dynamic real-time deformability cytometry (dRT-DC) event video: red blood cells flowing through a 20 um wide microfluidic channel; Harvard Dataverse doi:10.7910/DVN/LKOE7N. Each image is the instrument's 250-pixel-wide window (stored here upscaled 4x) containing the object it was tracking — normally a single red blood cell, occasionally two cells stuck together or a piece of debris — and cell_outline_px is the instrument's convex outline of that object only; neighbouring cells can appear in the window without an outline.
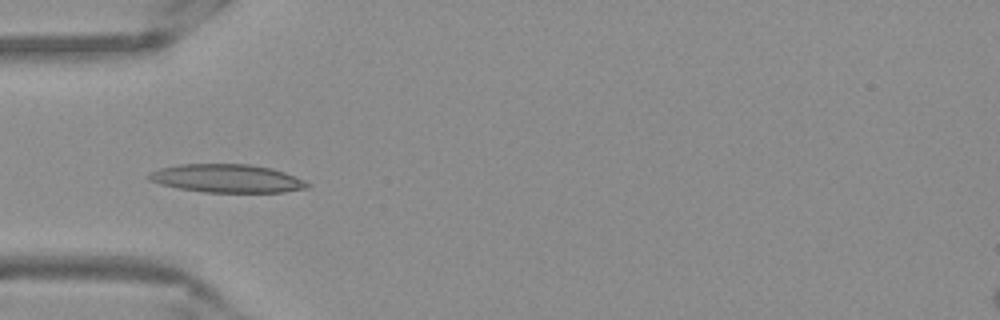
{"species": "Egyptian fruit bat (a non-hibernating species)", "species_latin": "Rousettus aegyptiacus", "temperature_condition": "warm", "stored_images_in_passage": 53, "camera_frame_rate_fps": 3000, "um_per_image_px": 0.085, "frame": {"image": 1, "passage_image": 17, "time_ms": 5.333, "image_size_px": [1000, 320], "cell_outline_px": [[312, 184], [308, 188], [284, 192], [204, 192], [176, 188], [160, 184], [148, 180], [148, 176], [152, 172], [160, 168], [180, 164], [248, 164], [272, 168], [284, 172], [304, 180]], "centroid_in_image_um": [19.31, 15.17], "position_along_channel_um": 65.7, "area_um2": 26.13}}
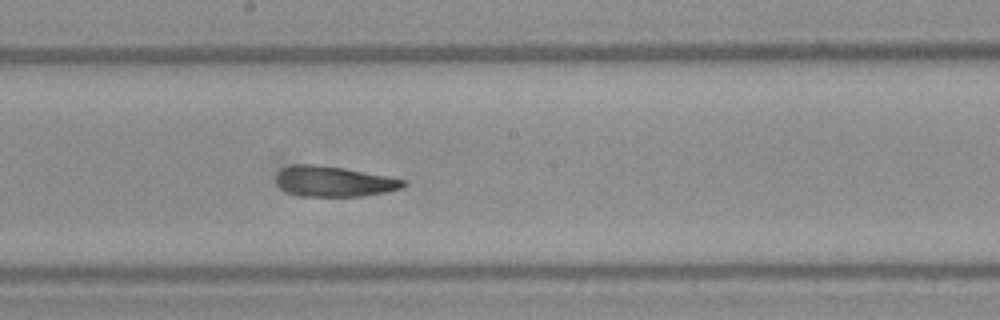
{"frame": {"image": 2, "passage_image": 29, "time_ms": 9.333, "image_size_px": [1000, 320], "cell_outline_px": [[408, 184], [400, 188], [384, 192], [364, 196], [300, 196], [288, 192], [280, 188], [276, 184], [276, 172], [280, 168], [292, 164], [312, 164], [344, 168], [388, 176], [408, 180]], "centroid_in_image_um": [28.35, 15.41], "position_along_channel_um": 219.9, "area_um2": 22.77}}
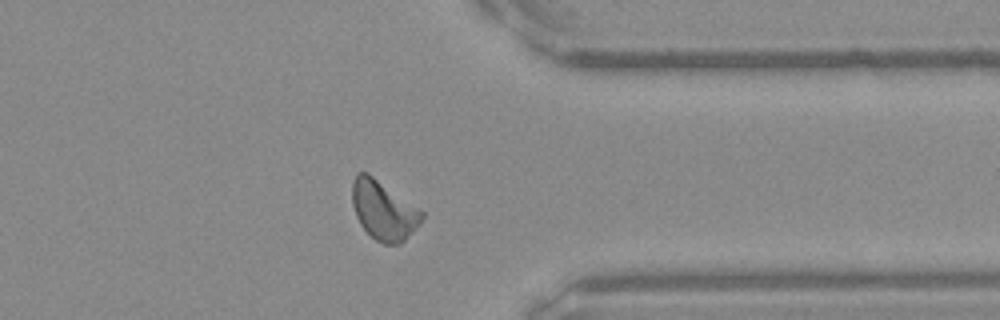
{"frame": {"image": 3, "passage_image": 42, "time_ms": 13.667, "image_size_px": [1000, 320], "cell_outline_px": [[424, 216], [420, 224], [400, 244], [384, 244], [376, 240], [360, 224], [356, 216], [352, 204], [352, 180], [356, 172], [368, 172], [420, 208], [424, 212]], "centroid_in_image_um": [32.6, 17.84], "position_along_channel_um": 378.8, "area_um2": 24.16}, "authors_computed_cell_mechanics": {"area_um2": 23.2934, "velocity_mm_per_s": 3.848, "shape_relaxation_time_tau1_ms": 4.7025, "shape_relaxation_time_tau2_ms": 3.1914, "deformation_change_tau1": 0.1741, "deformation_change_tau2": 0.0921}}